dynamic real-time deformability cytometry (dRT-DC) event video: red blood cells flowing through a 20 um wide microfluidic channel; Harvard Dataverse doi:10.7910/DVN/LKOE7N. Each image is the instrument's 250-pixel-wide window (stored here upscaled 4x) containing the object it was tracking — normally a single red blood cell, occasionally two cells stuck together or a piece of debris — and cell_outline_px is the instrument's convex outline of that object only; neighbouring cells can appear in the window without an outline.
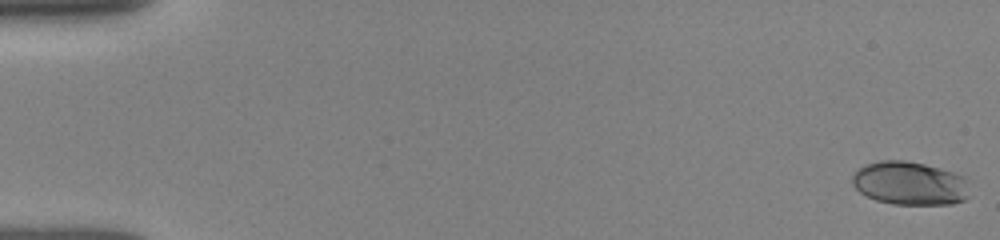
{"species": "human", "species_latin": "Homo sapiens", "temperature_condition": "room temperature", "stored_images_in_passage": 52, "camera_frame_rate_fps": 3000, "um_per_image_px": 0.085, "donor": {"sex": "female"}, "frame": {"image": 1, "passage_image": 1, "time_ms": 0.0, "image_size_px": [1000, 240], "cell_outline_px": [[968, 196], [964, 200], [952, 204], [892, 204], [876, 200], [860, 192], [852, 184], [852, 176], [860, 168], [868, 164], [880, 160], [904, 160], [924, 164], [940, 168], [964, 176], [968, 180]], "centroid_in_image_um": [77.35, 15.58], "position_along_channel_um": 7.6, "area_um2": 29.65}}
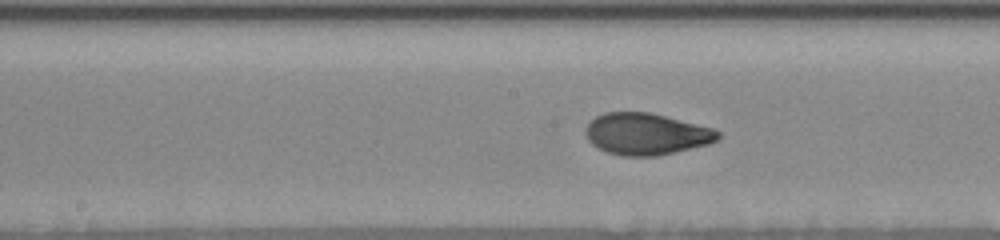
{"frame": {"image": 2, "passage_image": 27, "time_ms": 8.667, "image_size_px": [1000, 240], "cell_outline_px": [[720, 136], [716, 140], [708, 144], [656, 156], [624, 156], [608, 152], [592, 144], [588, 140], [584, 128], [596, 116], [604, 112], [648, 112], [712, 128], [720, 132]], "centroid_in_image_um": [54.9, 11.39], "position_along_channel_um": 193.3, "area_um2": 31.73}}
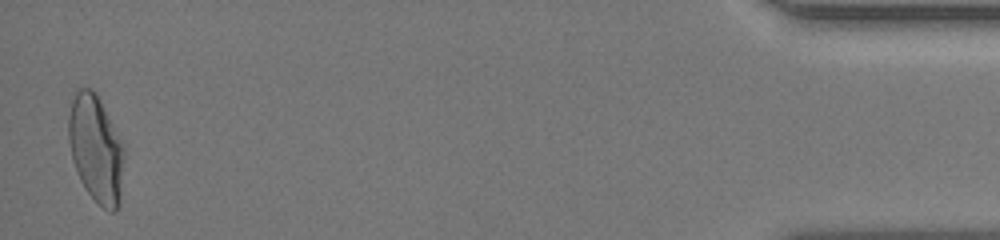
{"frame": {"image": 3, "passage_image": 51, "time_ms": 16.667, "image_size_px": [1000, 240], "cell_outline_px": [[124, 156], [120, 204], [116, 212], [108, 212], [88, 192], [80, 180], [72, 160], [68, 140], [68, 116], [72, 100], [76, 92], [80, 88], [92, 88], [96, 92], [124, 152]], "centroid_in_image_um": [8.13, 12.69], "position_along_channel_um": 427.1, "area_um2": 34.16}, "authors_computed_cell_mechanics": {"area_um2": 31.8478, "velocity_mm_per_s": 3.9387, "shape_relaxation_time_tau1_ms": 5.715, "shape_relaxation_time_tau2_ms": 0.6847, "deformation_change_tau1": 0.2011, "deformation_change_tau2": 0.0525}}